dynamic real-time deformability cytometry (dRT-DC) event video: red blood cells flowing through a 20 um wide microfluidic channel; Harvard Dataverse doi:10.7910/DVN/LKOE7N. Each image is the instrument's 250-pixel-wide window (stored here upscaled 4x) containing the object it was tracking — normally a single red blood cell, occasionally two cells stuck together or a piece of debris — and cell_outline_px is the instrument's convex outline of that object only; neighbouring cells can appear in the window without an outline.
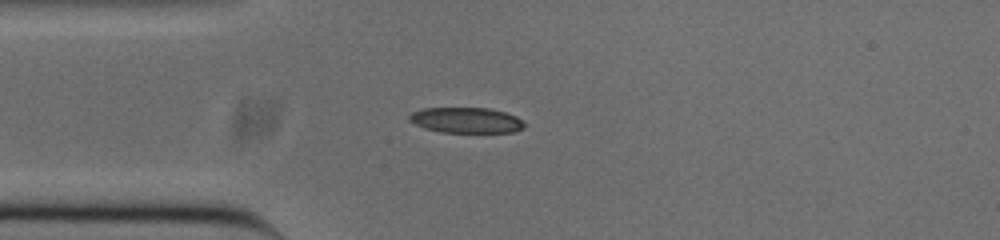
{"species": "common noctule bat (a hibernating species)", "species_latin": "Nyctalus noctula", "temperature_condition": "cold", "stored_images_in_passage": 41, "camera_frame_rate_fps": 3000, "um_per_image_px": 0.085, "animal": {"sex": "male", "body_mass_g": 20.0, "forearm_length_mm": 53.3}, "frame": {"image": 1, "passage_image": 1, "time_ms": 0.0, "image_size_px": [1000, 240], "cell_outline_px": [[524, 128], [512, 132], [440, 132], [424, 128], [408, 120], [408, 116], [412, 112], [424, 108], [488, 108], [504, 112], [516, 116], [524, 124]], "centroid_in_image_um": [39.59, 10.22], "position_along_channel_um": 45.4, "area_um2": 16.99}}
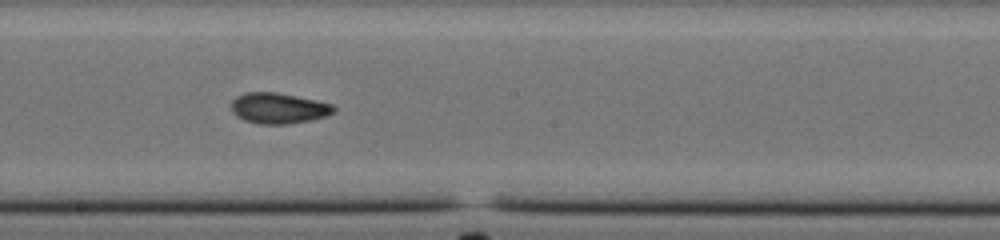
{"frame": {"image": 2, "passage_image": 16, "time_ms": 5.0, "image_size_px": [1000, 240], "cell_outline_px": [[336, 112], [312, 120], [288, 124], [260, 124], [244, 120], [236, 116], [232, 112], [232, 100], [236, 96], [244, 92], [276, 92], [316, 100], [332, 104], [336, 108]], "centroid_in_image_um": [23.67, 9.2], "position_along_channel_um": 224.5, "area_um2": 18.44}}
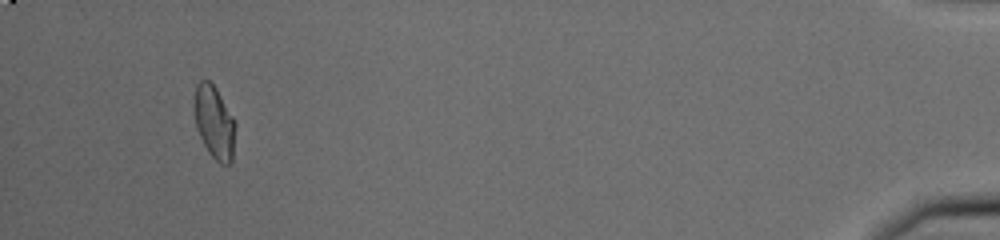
{"frame": {"image": 3, "passage_image": 38, "time_ms": 12.333, "image_size_px": [1000, 240], "cell_outline_px": [[236, 124], [232, 160], [228, 164], [220, 164], [208, 152], [196, 128], [192, 108], [196, 84], [200, 80], [208, 80], [216, 88], [236, 120]], "centroid_in_image_um": [18.2, 10.37], "position_along_channel_um": 417.0, "area_um2": 17.86}, "authors_computed_cell_mechanics": {"area_um2": 17.7446, "velocity_mm_per_s": 3.7778, "shape_relaxation_time_tau1_ms": 5.815, "shape_relaxation_time_tau2_ms": 1.6688, "deformation_change_tau1": 0.1823, "deformation_change_tau2": 0.0625}}